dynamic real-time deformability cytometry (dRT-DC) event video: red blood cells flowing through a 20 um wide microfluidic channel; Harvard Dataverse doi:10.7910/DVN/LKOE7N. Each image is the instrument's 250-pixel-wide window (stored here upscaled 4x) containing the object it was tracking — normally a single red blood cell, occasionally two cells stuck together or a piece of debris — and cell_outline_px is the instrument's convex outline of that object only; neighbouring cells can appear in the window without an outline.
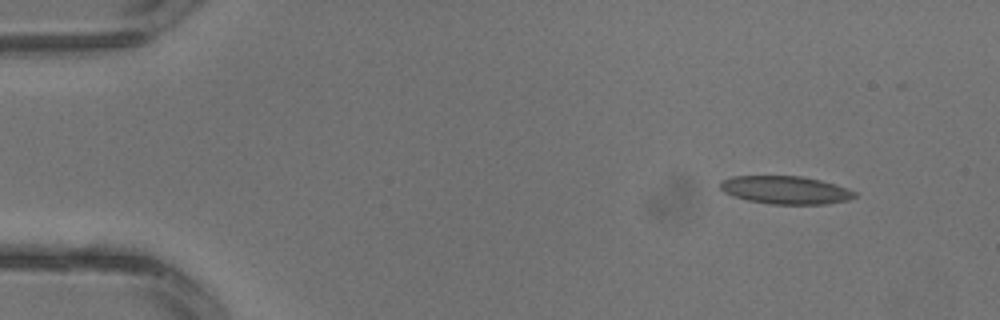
{"species": "common noctule bat (a hibernating species)", "species_latin": "Nyctalus noctula", "temperature_condition": "warm", "stored_images_in_passage": 3, "segment_of_instrument_passage": [1, 2], "camera_frame_rate_fps": 3000, "um_per_image_px": 0.085, "animal": {"sex": "male", "body_mass_g": 13.3}, "frame": {"image": 1, "passage_image": 1, "time_ms": 0.0, "image_size_px": [1000, 320], "cell_outline_px": [[856, 196], [848, 200], [828, 204], [772, 204], [748, 200], [732, 196], [724, 192], [720, 188], [720, 180], [732, 176], [804, 176], [820, 180], [848, 188], [856, 192]], "centroid_in_image_um": [66.76, 16.15], "position_along_channel_um": 18.2, "area_um2": 22.02}}
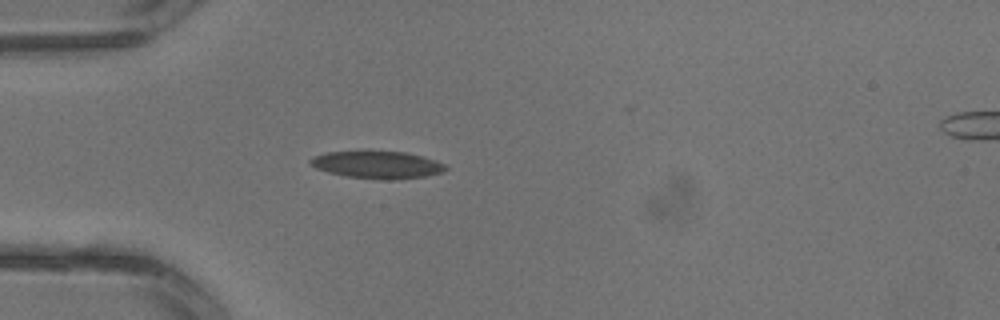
{"frame": {"image": 2, "passage_image": 2, "time_ms": 0.333, "image_size_px": [1000, 320], "cell_outline_px": [[448, 168], [440, 172], [428, 176], [396, 180], [380, 180], [344, 176], [328, 172], [316, 168], [308, 164], [308, 160], [312, 156], [324, 152], [404, 152], [424, 156], [436, 160], [444, 164]], "centroid_in_image_um": [32.04, 14.02], "position_along_channel_um": 53.0, "area_um2": 21.73}}